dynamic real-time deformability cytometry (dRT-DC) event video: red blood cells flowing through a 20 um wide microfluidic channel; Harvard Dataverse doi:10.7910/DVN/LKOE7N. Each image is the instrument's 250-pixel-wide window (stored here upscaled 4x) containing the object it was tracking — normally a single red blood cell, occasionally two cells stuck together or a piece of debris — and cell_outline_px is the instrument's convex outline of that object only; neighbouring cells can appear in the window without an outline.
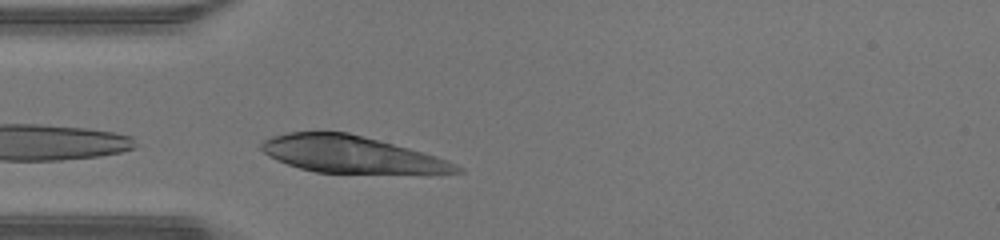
{"species": "human", "species_latin": "Homo sapiens", "temperature_condition": "warm", "stored_images_in_passage": 4, "camera_frame_rate_fps": 3000, "um_per_image_px": 0.085, "donor": {"sex": "male"}, "frame": {"image": 1, "passage_image": 1, "time_ms": 0.0, "image_size_px": [1000, 240], "cell_outline_px": [[464, 172], [428, 176], [316, 172], [300, 168], [276, 160], [264, 152], [260, 148], [260, 144], [264, 140], [272, 136], [288, 132], [348, 132], [364, 136], [408, 148], [436, 156], [448, 160], [464, 168]], "centroid_in_image_um": [30.01, 13.18], "position_along_channel_um": 55.0, "area_um2": 43.18}}